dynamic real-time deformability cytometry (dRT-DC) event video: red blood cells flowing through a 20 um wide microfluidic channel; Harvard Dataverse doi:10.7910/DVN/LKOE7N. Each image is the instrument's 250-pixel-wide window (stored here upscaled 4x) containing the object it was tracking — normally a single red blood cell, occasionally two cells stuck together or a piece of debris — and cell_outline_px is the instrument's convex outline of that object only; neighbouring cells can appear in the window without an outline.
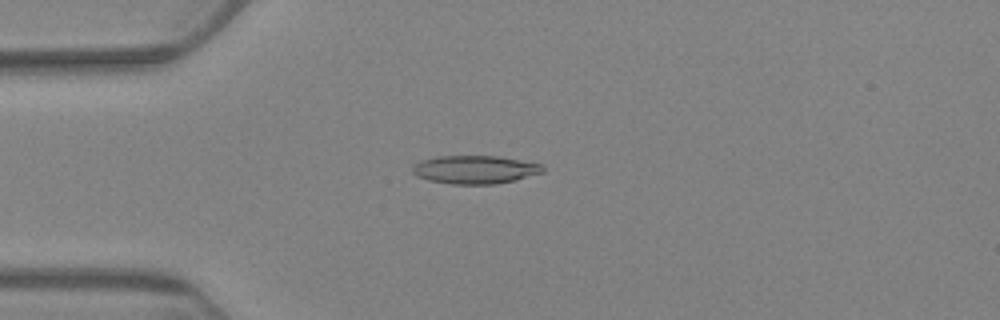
{"species": "Egyptian fruit bat (a non-hibernating species)", "species_latin": "Rousettus aegyptiacus", "temperature_condition": "warm", "stored_images_in_passage": 7, "camera_frame_rate_fps": 3000, "um_per_image_px": 0.085, "animal": {"sex": "female"}, "frame": {"image": 1, "passage_image": 5, "time_ms": 5.0, "image_size_px": [1000, 320], "cell_outline_px": [[544, 172], [516, 180], [496, 184], [452, 184], [428, 180], [416, 176], [412, 172], [412, 168], [420, 160], [436, 156], [500, 156], [544, 164]], "centroid_in_image_um": [40.4, 14.41], "position_along_channel_um": 44.6, "area_um2": 21.68}}
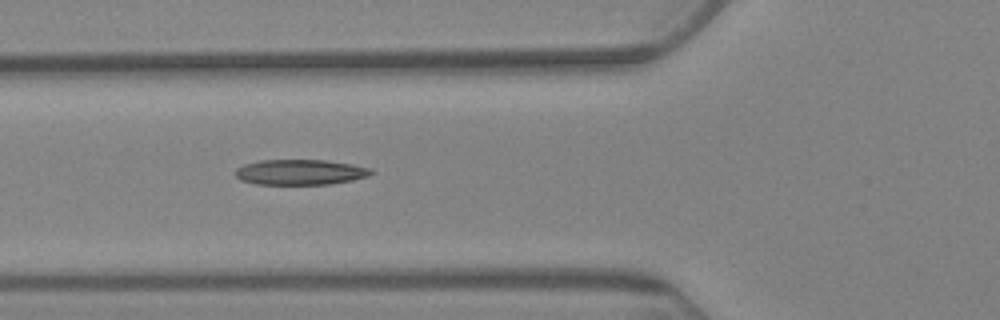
{"frame": {"image": 2, "passage_image": 7, "time_ms": 7.333, "image_size_px": [1000, 320], "cell_outline_px": [[376, 172], [368, 176], [352, 180], [328, 184], [256, 184], [240, 180], [236, 176], [236, 168], [244, 164], [260, 160], [324, 160], [352, 164], [372, 168]], "centroid_in_image_um": [25.54, 14.63], "position_along_channel_um": 100.3, "area_um2": 20.11}}